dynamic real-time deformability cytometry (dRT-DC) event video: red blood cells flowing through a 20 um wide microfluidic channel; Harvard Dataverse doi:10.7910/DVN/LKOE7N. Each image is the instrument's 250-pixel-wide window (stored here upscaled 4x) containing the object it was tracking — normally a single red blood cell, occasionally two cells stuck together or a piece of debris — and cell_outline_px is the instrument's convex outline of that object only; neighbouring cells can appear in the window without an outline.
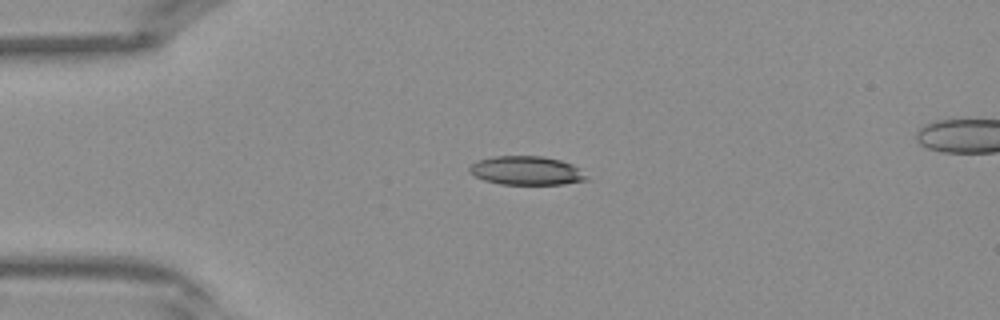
{"species": "Egyptian fruit bat (a non-hibernating species)", "species_latin": "Rousettus aegyptiacus", "temperature_condition": "warm", "stored_images_in_passage": 35, "segment_of_instrument_passage": [1, 2], "camera_frame_rate_fps": 3000, "um_per_image_px": 0.085, "frame": {"image": 1, "passage_image": 3, "time_ms": 0.667, "image_size_px": [1000, 320], "cell_outline_px": [[588, 180], [564, 184], [500, 184], [484, 180], [468, 172], [468, 168], [476, 160], [496, 156], [540, 156], [560, 160], [572, 164], [588, 176]], "centroid_in_image_um": [44.73, 14.5], "position_along_channel_um": 40.3, "area_um2": 19.59}}
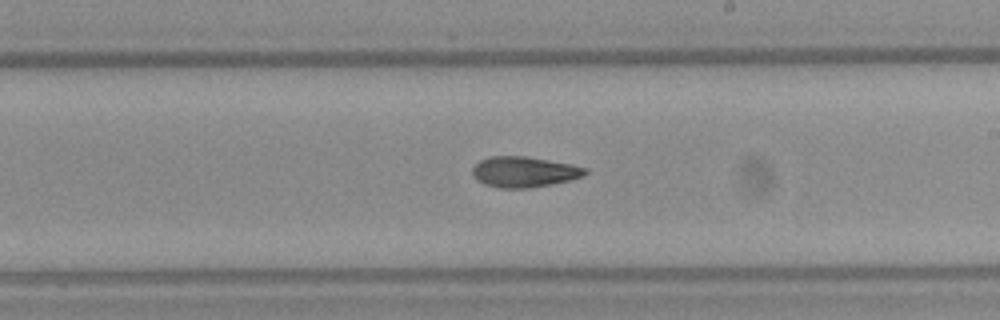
{"frame": {"image": 2, "passage_image": 17, "time_ms": 5.333, "image_size_px": [1000, 320], "cell_outline_px": [[588, 172], [584, 176], [552, 184], [528, 188], [500, 188], [484, 184], [476, 180], [472, 176], [472, 168], [480, 160], [492, 156], [528, 156], [572, 164], [588, 168]], "centroid_in_image_um": [44.55, 14.6], "position_along_channel_um": 244.5, "area_um2": 20.29}}
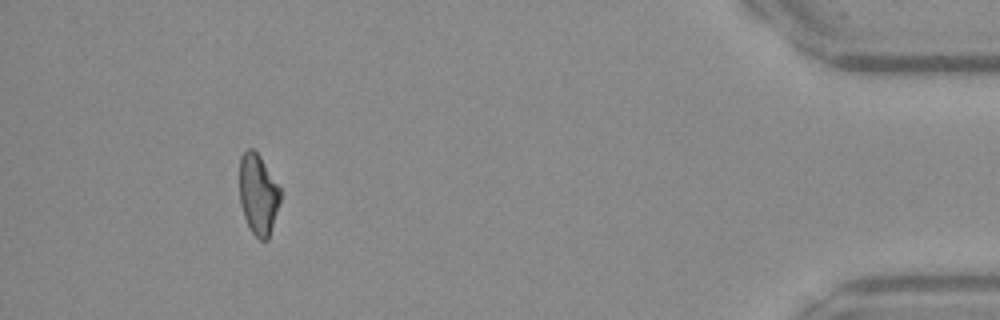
{"frame": {"image": 3, "passage_image": 31, "time_ms": 10.0, "image_size_px": [1000, 320], "cell_outline_px": [[280, 200], [268, 240], [260, 240], [252, 232], [244, 216], [240, 204], [240, 156], [248, 148], [252, 148], [260, 156], [280, 188]], "centroid_in_image_um": [21.93, 16.51], "position_along_channel_um": 413.3, "area_um2": 18.9}}